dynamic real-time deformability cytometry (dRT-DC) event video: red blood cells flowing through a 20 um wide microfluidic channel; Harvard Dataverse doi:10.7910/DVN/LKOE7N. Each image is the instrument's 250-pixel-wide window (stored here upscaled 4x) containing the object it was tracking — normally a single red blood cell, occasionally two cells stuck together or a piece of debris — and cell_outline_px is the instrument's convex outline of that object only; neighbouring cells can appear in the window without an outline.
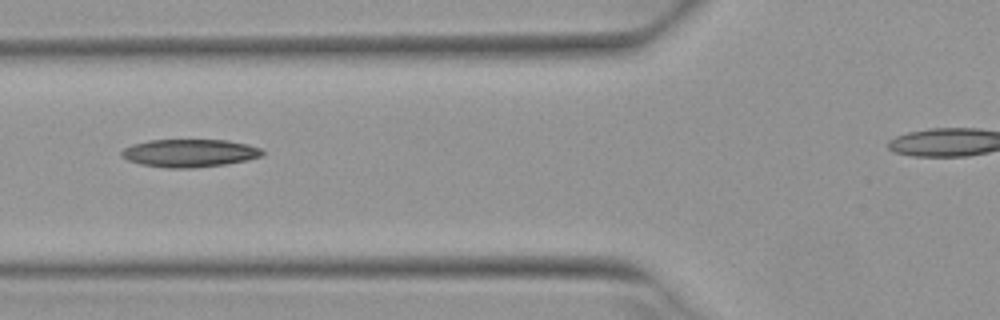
{"species": "Egyptian fruit bat (a non-hibernating species)", "species_latin": "Rousettus aegyptiacus", "temperature_condition": "warm", "stored_images_in_passage": 2, "camera_frame_rate_fps": 3000, "um_per_image_px": 0.085, "animal": {"sex": "female"}, "frame": {"image": 1, "passage_image": 2, "time_ms": 0.333, "image_size_px": [1000, 320], "cell_outline_px": [[264, 156], [248, 160], [224, 164], [192, 168], [168, 168], [140, 164], [128, 160], [120, 156], [120, 152], [124, 148], [132, 144], [148, 140], [228, 140], [248, 144], [260, 148], [264, 152]], "centroid_in_image_um": [16.11, 13.01], "position_along_channel_um": 109.7, "area_um2": 23.0}}